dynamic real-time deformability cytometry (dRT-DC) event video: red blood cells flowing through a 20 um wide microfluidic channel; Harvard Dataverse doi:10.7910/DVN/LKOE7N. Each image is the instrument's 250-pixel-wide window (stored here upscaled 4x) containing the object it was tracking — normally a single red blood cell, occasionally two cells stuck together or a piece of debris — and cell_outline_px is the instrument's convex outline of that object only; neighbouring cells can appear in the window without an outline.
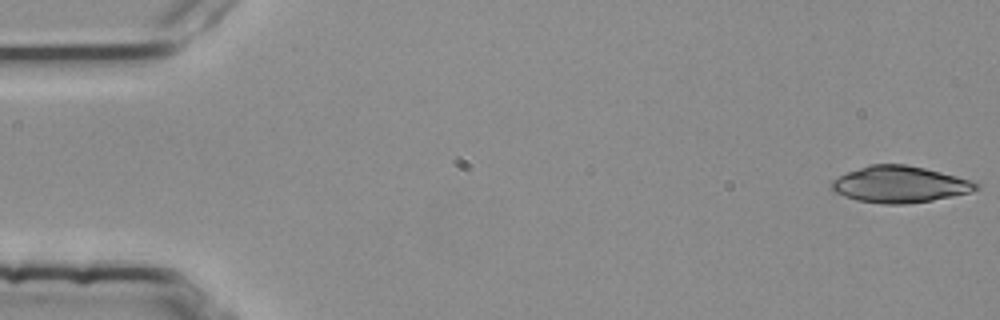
{"species": "common noctule bat (a hibernating species)", "species_latin": "Nyctalus noctula", "temperature_condition": "room temperature", "stored_images_in_passage": 39, "camera_frame_rate_fps": 3000, "um_per_image_px": 0.085, "animal": {"sex": "female", "body_mass_g": 25.1}, "frame": {"image": 1, "passage_image": 1, "time_ms": 0.0, "image_size_px": [1000, 320], "cell_outline_px": [[980, 188], [972, 192], [932, 200], [908, 204], [884, 204], [856, 200], [832, 192], [828, 188], [832, 180], [848, 172], [868, 164], [904, 164], [924, 168], [972, 180], [980, 184]], "centroid_in_image_um": [76.46, 15.68], "position_along_channel_um": 8.5, "area_um2": 30.92}}